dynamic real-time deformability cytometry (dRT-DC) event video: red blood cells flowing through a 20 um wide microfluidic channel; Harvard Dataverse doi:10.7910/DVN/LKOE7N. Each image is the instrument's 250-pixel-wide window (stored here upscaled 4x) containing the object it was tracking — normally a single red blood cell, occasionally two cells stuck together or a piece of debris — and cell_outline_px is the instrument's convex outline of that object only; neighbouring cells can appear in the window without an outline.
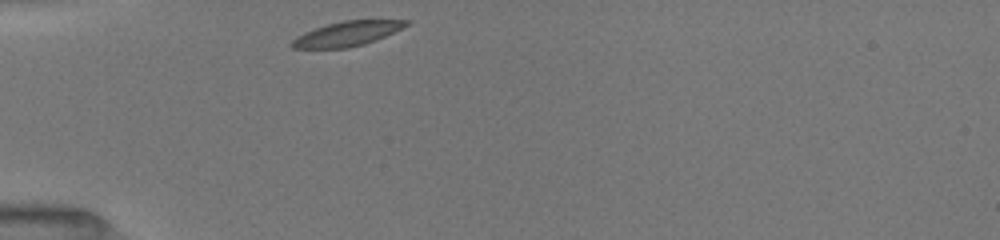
{"species": "common noctule bat (a hibernating species)", "species_latin": "Nyctalus noctula", "temperature_condition": "room temperature", "stored_images_in_passage": 30, "camera_frame_rate_fps": 3000, "um_per_image_px": 0.085, "animal": {"sex": "female", "body_mass_g": 19.5, "forearm_length_mm": 54.1}, "frame": {"image": 1, "passage_image": 1, "time_ms": 0.0, "image_size_px": [1000, 240], "cell_outline_px": [[408, 24], [376, 40], [364, 44], [348, 48], [292, 48], [288, 44], [296, 36], [304, 32], [328, 24], [344, 20], [408, 20]], "centroid_in_image_um": [29.43, 2.88], "position_along_channel_um": 55.6, "area_um2": 16.18}}
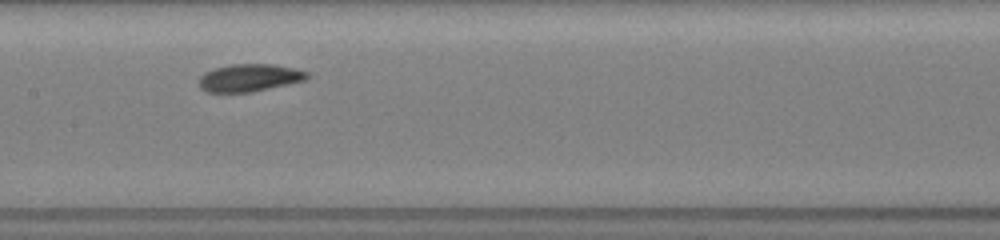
{"frame": {"image": 2, "passage_image": 12, "time_ms": 3.667, "image_size_px": [1000, 240], "cell_outline_px": [[308, 76], [304, 80], [288, 84], [252, 92], [208, 92], [200, 88], [200, 76], [204, 72], [216, 68], [232, 64], [272, 64], [296, 68], [308, 72]], "centroid_in_image_um": [21.2, 6.6], "position_along_channel_um": 186.2, "area_um2": 17.22}}
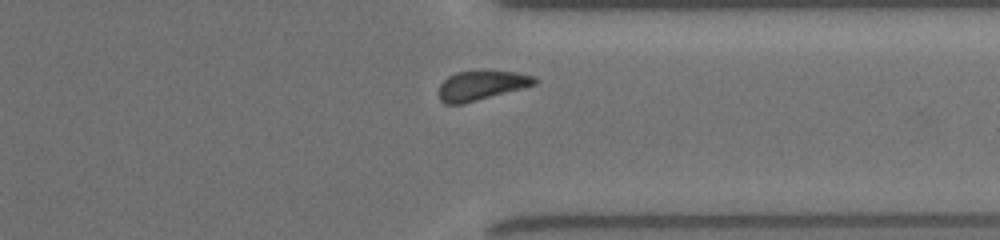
{"frame": {"image": 3, "passage_image": 26, "time_ms": 8.333, "image_size_px": [1000, 240], "cell_outline_px": [[536, 84], [464, 104], [444, 104], [440, 100], [440, 84], [448, 76], [456, 72], [516, 72], [536, 76]], "centroid_in_image_um": [40.9, 7.28], "position_along_channel_um": 370.5, "area_um2": 16.07}, "authors_computed_cell_mechanics": {"area_um2": 16.9932, "velocity_mm_per_s": 3.9468, "shape_relaxation_time_tau1_ms": 2.0621, "shape_relaxation_time_tau2_ms": null, "deformation_change_tau1": 0.0772, "deformation_change_tau2": null}}